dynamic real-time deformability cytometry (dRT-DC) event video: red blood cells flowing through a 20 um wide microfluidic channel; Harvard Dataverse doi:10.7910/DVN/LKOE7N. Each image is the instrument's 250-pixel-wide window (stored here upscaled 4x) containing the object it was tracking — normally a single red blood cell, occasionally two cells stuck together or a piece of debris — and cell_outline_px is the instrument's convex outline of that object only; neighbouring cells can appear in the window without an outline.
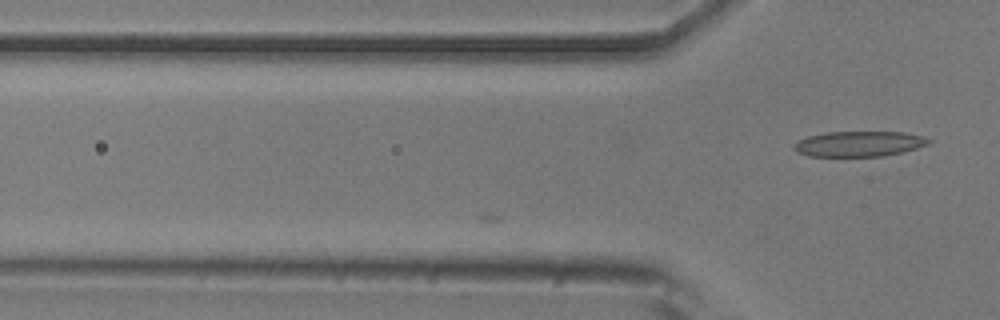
{"species": "common noctule bat (a hibernating species)", "species_latin": "Nyctalus noctula", "temperature_condition": "room temperature", "stored_images_in_passage": 11, "camera_frame_rate_fps": 3000, "um_per_image_px": 0.085, "animal": {"sex": "male", "body_mass_g": 20.5, "forearm_length_mm": 52.5}, "frame": {"image": 1, "passage_image": 11, "time_ms": 3.333, "image_size_px": [1000, 320], "cell_outline_px": [[932, 140], [928, 144], [904, 152], [880, 156], [808, 156], [796, 152], [792, 148], [800, 140], [808, 136], [824, 132], [904, 132], [920, 136]], "centroid_in_image_um": [73.0, 12.23], "position_along_channel_um": 52.8, "area_um2": 19.77}}